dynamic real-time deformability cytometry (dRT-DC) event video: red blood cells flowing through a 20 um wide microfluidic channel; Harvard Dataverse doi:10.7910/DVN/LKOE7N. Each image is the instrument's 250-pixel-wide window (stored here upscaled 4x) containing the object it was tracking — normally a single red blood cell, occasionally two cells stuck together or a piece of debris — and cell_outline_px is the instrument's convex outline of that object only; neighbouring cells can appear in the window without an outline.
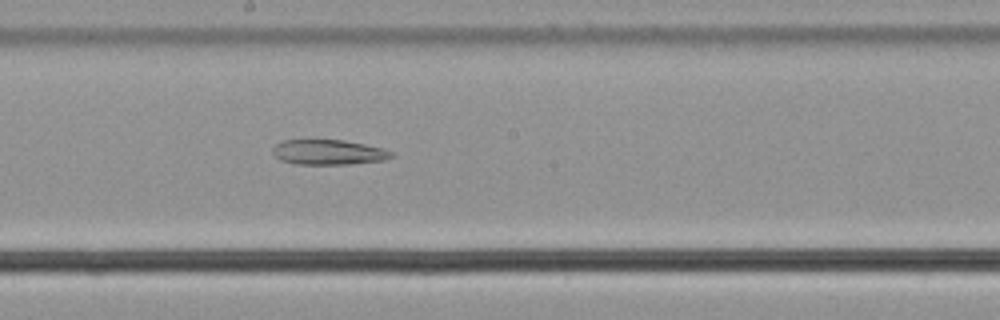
{"species": "common noctule bat (a hibernating species)", "species_latin": "Nyctalus noctula", "temperature_condition": "cold", "stored_images_in_passage": 55, "segment_of_instrument_passage": [2, 2], "camera_frame_rate_fps": 3000, "um_per_image_px": 0.085, "animal": {"sex": "male", "body_mass_g": 21.5, "forearm_length_mm": 52.0}, "frame": {"image": 1, "passage_image": 30, "time_ms": 9.667, "image_size_px": [1000, 320], "cell_outline_px": [[396, 156], [384, 160], [348, 164], [296, 164], [280, 160], [272, 152], [272, 148], [276, 144], [284, 140], [344, 140], [384, 148], [392, 152]], "centroid_in_image_um": [27.94, 12.94], "position_along_channel_um": 220.3, "area_um2": 17.34}}
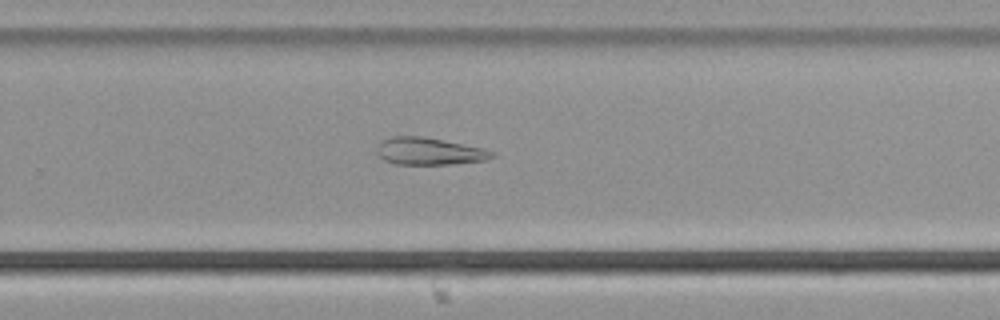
{"frame": {"image": 2, "passage_image": 36, "time_ms": 11.667, "image_size_px": [1000, 320], "cell_outline_px": [[496, 156], [488, 160], [452, 164], [396, 164], [384, 160], [376, 152], [376, 148], [388, 136], [424, 136], [484, 148], [496, 152]], "centroid_in_image_um": [36.53, 12.85], "position_along_channel_um": 293.3, "area_um2": 18.44}}
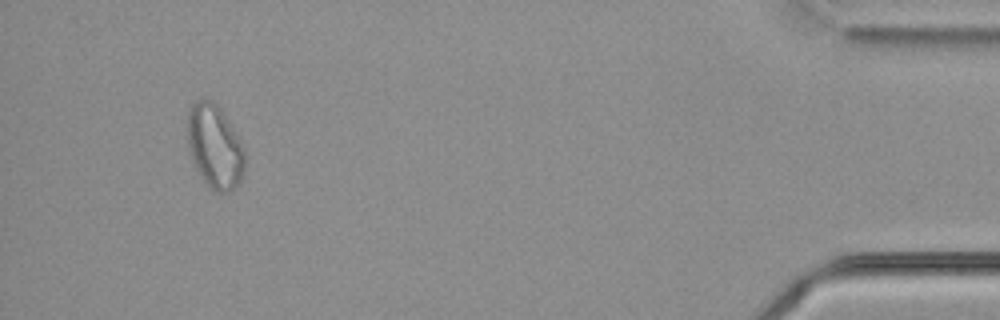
{"frame": {"image": 3, "passage_image": 52, "time_ms": 17.0, "image_size_px": [1000, 320], "cell_outline_px": [[248, 156], [244, 172], [240, 180], [228, 192], [216, 192], [200, 176], [188, 152], [188, 112], [192, 104], [196, 100], [212, 100], [220, 108], [244, 144]], "centroid_in_image_um": [18.29, 12.45], "position_along_channel_um": 416.9, "area_um2": 28.26}}